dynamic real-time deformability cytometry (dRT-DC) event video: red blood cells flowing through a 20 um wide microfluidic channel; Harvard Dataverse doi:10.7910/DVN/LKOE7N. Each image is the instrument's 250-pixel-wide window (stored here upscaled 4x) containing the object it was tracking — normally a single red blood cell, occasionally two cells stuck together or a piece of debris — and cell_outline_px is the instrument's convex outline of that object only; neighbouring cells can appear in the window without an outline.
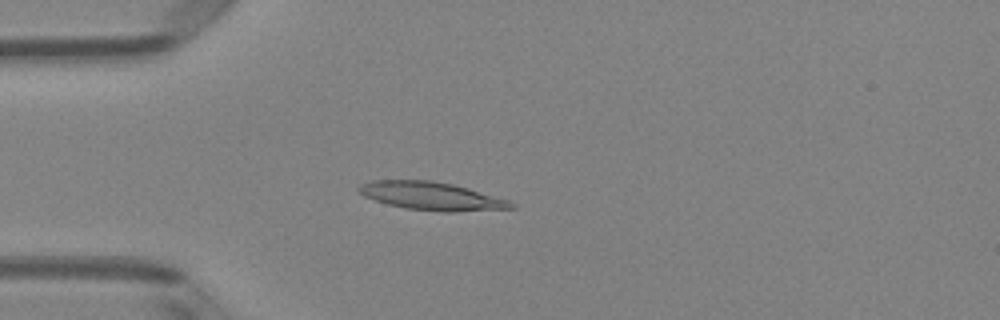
{"species": "Egyptian fruit bat (a non-hibernating species)", "species_latin": "Rousettus aegyptiacus", "temperature_condition": "room temperature", "stored_images_in_passage": 51, "camera_frame_rate_fps": 3000, "um_per_image_px": 0.085, "animal": {"sex": "female"}, "frame": {"image": 1, "passage_image": 14, "time_ms": 4.333, "image_size_px": [1000, 320], "cell_outline_px": [[516, 208], [452, 212], [444, 212], [408, 208], [388, 204], [364, 196], [356, 188], [360, 184], [372, 180], [432, 180], [452, 184], [468, 188], [508, 200], [516, 204]], "centroid_in_image_um": [36.69, 16.66], "position_along_channel_um": 48.3, "area_um2": 24.8}}
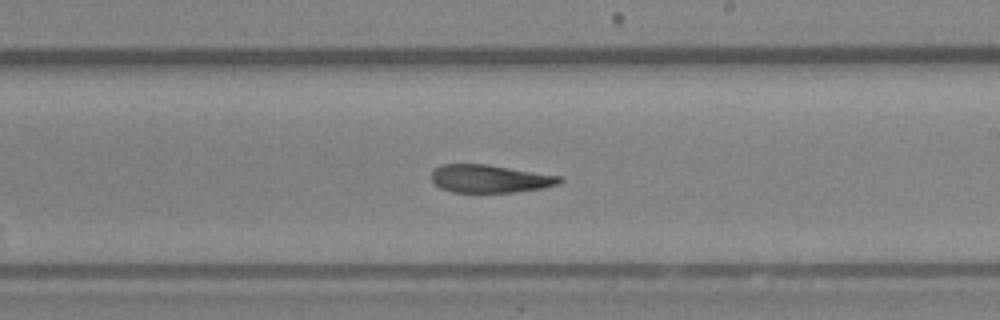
{"frame": {"image": 2, "passage_image": 30, "time_ms": 9.667, "image_size_px": [1000, 320], "cell_outline_px": [[564, 180], [560, 184], [544, 188], [516, 192], [452, 192], [440, 188], [432, 180], [432, 172], [440, 164], [484, 164], [564, 176]], "centroid_in_image_um": [41.7, 15.19], "position_along_channel_um": 247.3, "area_um2": 20.98}}
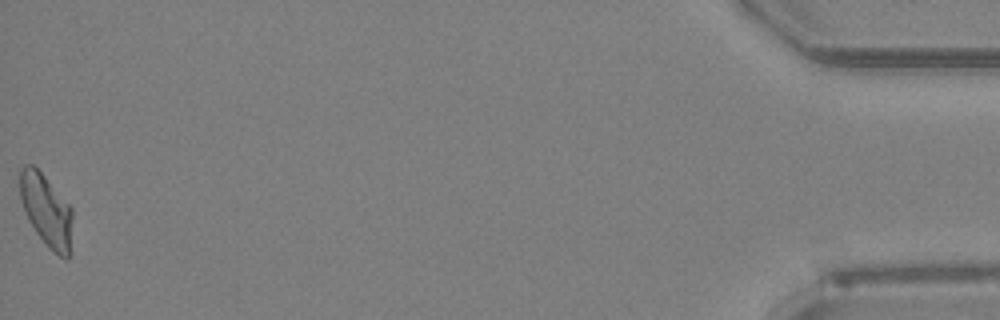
{"frame": {"image": 3, "passage_image": 51, "time_ms": 16.667, "image_size_px": [1000, 320], "cell_outline_px": [[72, 256], [68, 260], [64, 260], [48, 248], [36, 232], [28, 220], [20, 196], [20, 168], [24, 164], [32, 164], [44, 176], [72, 208]], "centroid_in_image_um": [3.98, 17.97], "position_along_channel_um": 431.2, "area_um2": 22.37}, "authors_computed_cell_mechanics": {"area_um2": 22.4842, "velocity_mm_per_s": 4.002, "shape_relaxation_time_tau1_ms": null, "shape_relaxation_time_tau2_ms": 9.8916, "deformation_change_tau1": null, "deformation_change_tau2": 0.2259}}